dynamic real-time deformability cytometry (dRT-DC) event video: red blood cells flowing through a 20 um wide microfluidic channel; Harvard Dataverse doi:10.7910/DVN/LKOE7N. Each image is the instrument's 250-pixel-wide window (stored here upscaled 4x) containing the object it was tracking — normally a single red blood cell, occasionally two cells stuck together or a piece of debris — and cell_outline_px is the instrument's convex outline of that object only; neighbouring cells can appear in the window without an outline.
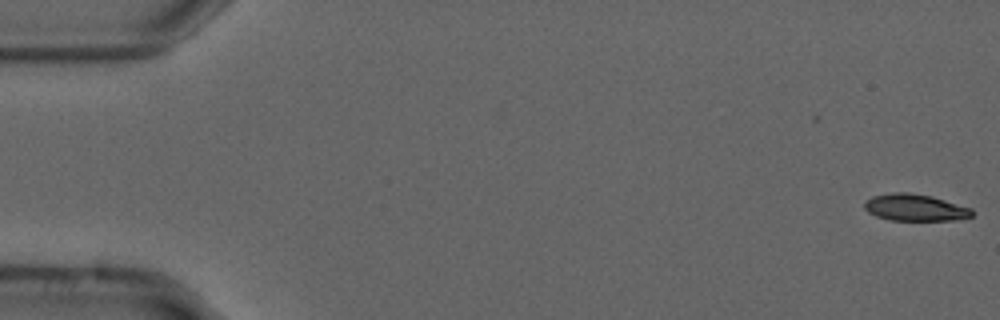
{"species": "common noctule bat (a hibernating species)", "species_latin": "Nyctalus noctula", "temperature_condition": "cold", "stored_images_in_passage": 31, "camera_frame_rate_fps": 3000, "um_per_image_px": 0.085, "animal": {"sex": "male", "forearm_length_mm": 52.5}, "frame": {"image": 1, "passage_image": 1, "time_ms": 0.0, "image_size_px": [1000, 320], "cell_outline_px": [[972, 216], [956, 220], [888, 220], [876, 216], [868, 212], [864, 208], [864, 204], [872, 196], [892, 192], [908, 192], [932, 196], [972, 208]], "centroid_in_image_um": [77.77, 17.64], "position_along_channel_um": 7.2, "area_um2": 16.82}}
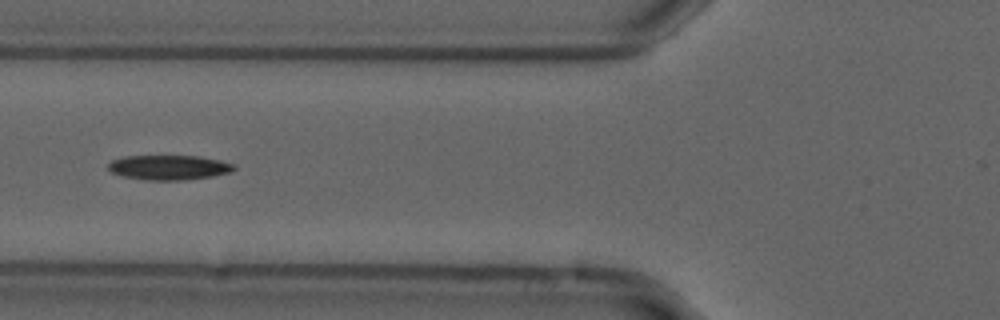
{"frame": {"image": 2, "passage_image": 21, "time_ms": 6.667, "image_size_px": [1000, 320], "cell_outline_px": [[236, 168], [232, 172], [212, 176], [184, 180], [148, 180], [120, 176], [112, 172], [108, 168], [108, 164], [112, 160], [124, 156], [200, 156], [220, 160], [236, 164]], "centroid_in_image_um": [14.38, 14.23], "position_along_channel_um": 111.4, "area_um2": 18.26}}
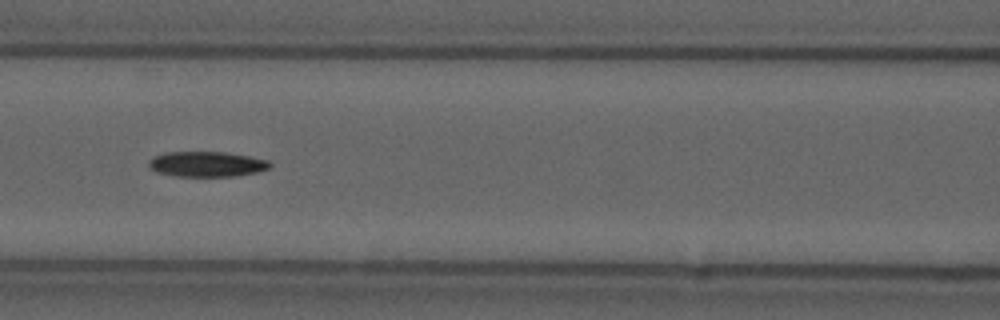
{"frame": {"image": 3, "passage_image": 24, "time_ms": 7.667, "image_size_px": [1000, 320], "cell_outline_px": [[272, 168], [256, 172], [236, 176], [176, 176], [156, 172], [148, 164], [148, 160], [156, 156], [168, 152], [224, 152], [248, 156], [268, 160], [272, 164]], "centroid_in_image_um": [17.61, 13.95], "position_along_channel_um": 149.0, "area_um2": 17.74}}